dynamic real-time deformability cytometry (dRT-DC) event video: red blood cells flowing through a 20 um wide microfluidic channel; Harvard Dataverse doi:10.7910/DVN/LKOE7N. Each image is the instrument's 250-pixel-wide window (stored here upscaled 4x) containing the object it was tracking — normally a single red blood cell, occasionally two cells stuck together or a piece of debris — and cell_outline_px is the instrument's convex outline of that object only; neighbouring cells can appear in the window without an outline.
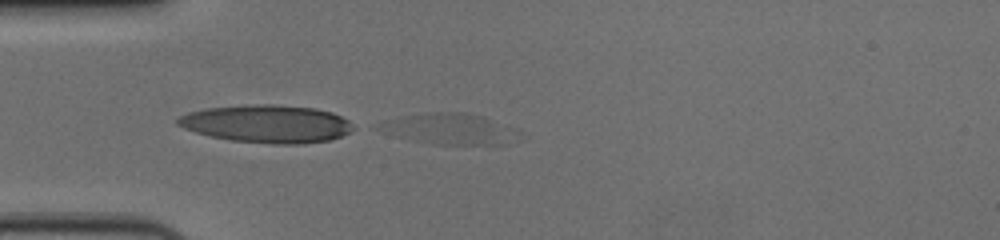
{"species": "human", "species_latin": "Homo sapiens", "temperature_condition": "cold", "stored_images_in_passage": 3, "segment_of_instrument_passage": [2, 2], "camera_frame_rate_fps": 3000, "um_per_image_px": 0.085, "donor": {"sex": "female"}, "frame": {"image": 1, "passage_image": 3, "time_ms": 0.667, "image_size_px": [1000, 240], "cell_outline_px": [[520, 132], [508, 144], [432, 144], [396, 136], [380, 132], [372, 128], [376, 124], [388, 120], [408, 116], [432, 112], [468, 112], [484, 116], [516, 128]], "centroid_in_image_um": [38.21, 10.95], "position_along_channel_um": 46.8, "area_um2": 25.14}}